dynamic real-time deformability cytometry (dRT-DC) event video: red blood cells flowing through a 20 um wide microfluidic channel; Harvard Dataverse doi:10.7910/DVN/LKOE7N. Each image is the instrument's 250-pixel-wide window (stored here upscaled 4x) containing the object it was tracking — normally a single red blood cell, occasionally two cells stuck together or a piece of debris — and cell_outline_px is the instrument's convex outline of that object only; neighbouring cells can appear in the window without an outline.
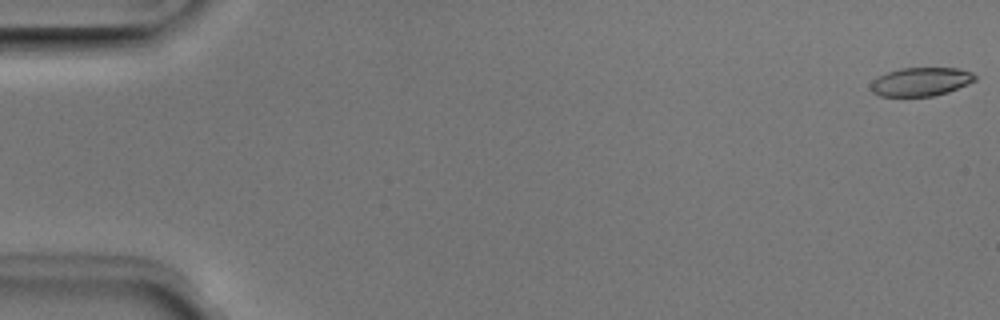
{"species": "Egyptian fruit bat (a non-hibernating species)", "species_latin": "Rousettus aegyptiacus", "temperature_condition": "room temperature", "stored_images_in_passage": 51, "camera_frame_rate_fps": 3000, "um_per_image_px": 0.085, "animal": {"sex": "male"}, "frame": {"image": 1, "passage_image": 1, "time_ms": 0.0, "image_size_px": [1000, 320], "cell_outline_px": [[976, 80], [968, 84], [948, 92], [932, 96], [880, 96], [872, 92], [872, 80], [876, 76], [900, 68], [956, 68], [972, 72], [976, 76]], "centroid_in_image_um": [78.27, 6.94], "position_along_channel_um": 6.7, "area_um2": 17.34}}
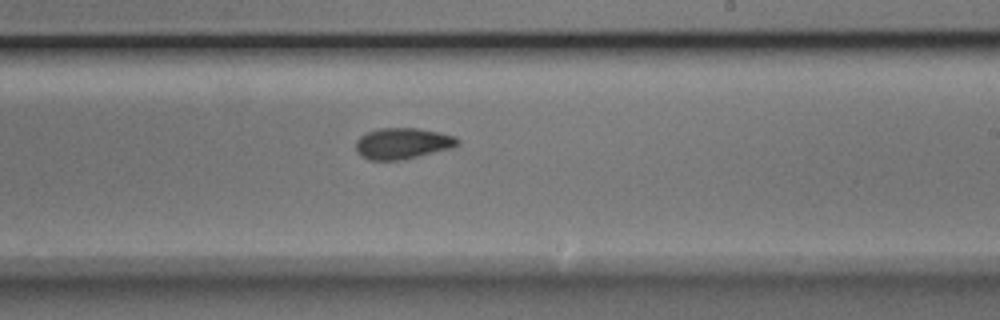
{"frame": {"image": 2, "passage_image": 31, "time_ms": 10.0, "image_size_px": [1000, 320], "cell_outline_px": [[460, 144], [452, 148], [404, 160], [368, 160], [360, 156], [356, 152], [356, 140], [360, 136], [368, 132], [380, 128], [416, 128], [440, 132], [456, 136], [460, 140]], "centroid_in_image_um": [34.23, 12.2], "position_along_channel_um": 254.8, "area_um2": 18.73}}
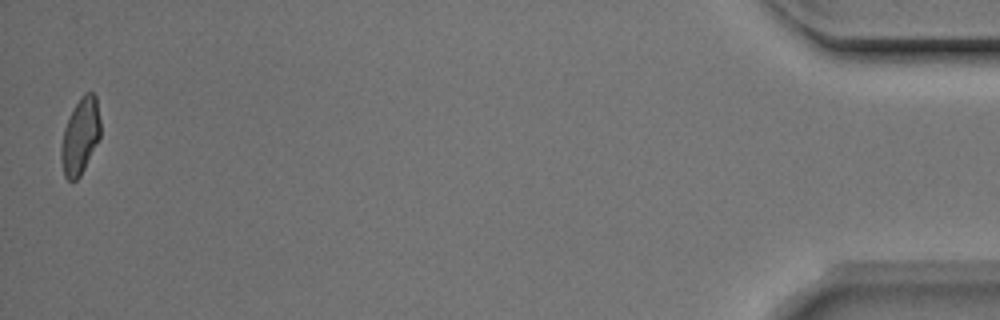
{"frame": {"image": 3, "passage_image": 51, "time_ms": 16.667, "image_size_px": [1000, 320], "cell_outline_px": [[100, 136], [80, 176], [76, 180], [68, 180], [64, 176], [60, 160], [60, 148], [64, 128], [80, 96], [84, 92], [92, 92], [96, 96], [100, 120]], "centroid_in_image_um": [6.81, 11.57], "position_along_channel_um": 428.4, "area_um2": 17.28}, "authors_computed_cell_mechanics": {"area_um2": 18.3804, "velocity_mm_per_s": 3.9721, "shape_relaxation_time_tau1_ms": 6.1139, "shape_relaxation_time_tau2_ms": 2.5452, "deformation_change_tau1": 0.1589, "deformation_change_tau2": 0.0831}}